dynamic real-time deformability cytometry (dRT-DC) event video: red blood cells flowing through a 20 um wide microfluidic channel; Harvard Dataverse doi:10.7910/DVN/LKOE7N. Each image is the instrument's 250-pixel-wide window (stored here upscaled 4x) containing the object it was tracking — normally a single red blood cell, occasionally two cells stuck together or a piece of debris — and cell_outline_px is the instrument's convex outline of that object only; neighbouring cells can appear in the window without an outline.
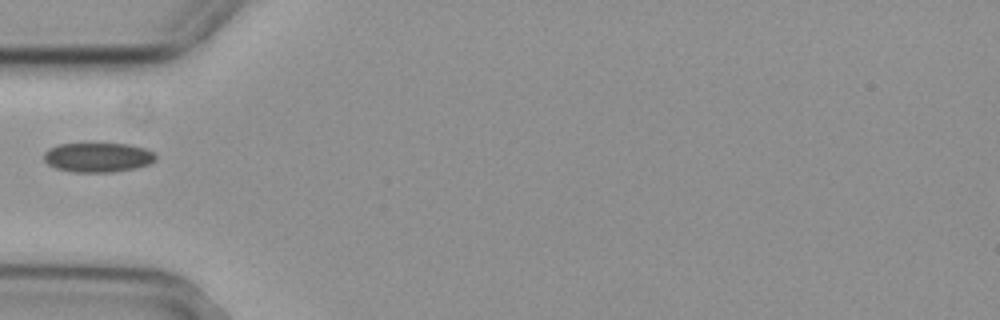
{"species": "common noctule bat (a hibernating species)", "species_latin": "Nyctalus noctula", "temperature_condition": "cold", "stored_images_in_passage": 1, "camera_frame_rate_fps": 3000, "um_per_image_px": 0.085, "animal": {"sex": "female", "body_mass_g": 29.2, "forearm_length_mm": 56.3}, "frame": {"image": 1, "passage_image": 1, "time_ms": 0.0, "image_size_px": [1000, 320], "cell_outline_px": [[156, 160], [148, 164], [136, 168], [112, 172], [72, 172], [56, 168], [48, 164], [44, 160], [44, 152], [48, 148], [60, 144], [128, 144], [144, 148], [152, 152], [156, 156]], "centroid_in_image_um": [8.3, 13.38], "position_along_channel_um": 76.7, "area_um2": 19.13}}